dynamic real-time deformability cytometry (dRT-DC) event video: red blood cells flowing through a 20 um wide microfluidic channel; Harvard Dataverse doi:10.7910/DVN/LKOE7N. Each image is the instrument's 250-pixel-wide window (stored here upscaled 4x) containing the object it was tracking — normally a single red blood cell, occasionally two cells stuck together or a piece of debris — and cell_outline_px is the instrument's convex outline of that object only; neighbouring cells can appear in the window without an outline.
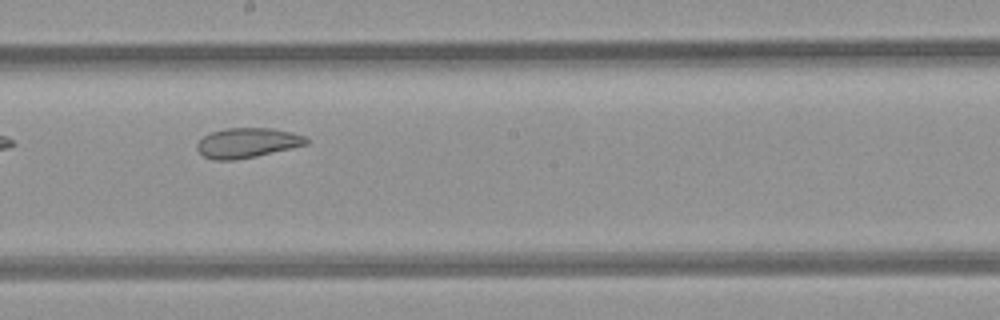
{"species": "common noctule bat (a hibernating species)", "species_latin": "Nyctalus noctula", "temperature_condition": "room temperature", "stored_images_in_passage": 5, "camera_frame_rate_fps": 3000, "um_per_image_px": 0.085, "animal": {"sex": "female", "body_mass_g": 21.9}, "frame": {"image": 1, "passage_image": 5, "time_ms": 4.667, "image_size_px": [1000, 320], "cell_outline_px": [[308, 144], [256, 156], [232, 160], [212, 160], [204, 156], [196, 148], [196, 144], [204, 136], [212, 132], [228, 128], [272, 128], [292, 132], [304, 136], [308, 140]], "centroid_in_image_um": [21.01, 12.14], "position_along_channel_um": 227.2, "area_um2": 18.84}}